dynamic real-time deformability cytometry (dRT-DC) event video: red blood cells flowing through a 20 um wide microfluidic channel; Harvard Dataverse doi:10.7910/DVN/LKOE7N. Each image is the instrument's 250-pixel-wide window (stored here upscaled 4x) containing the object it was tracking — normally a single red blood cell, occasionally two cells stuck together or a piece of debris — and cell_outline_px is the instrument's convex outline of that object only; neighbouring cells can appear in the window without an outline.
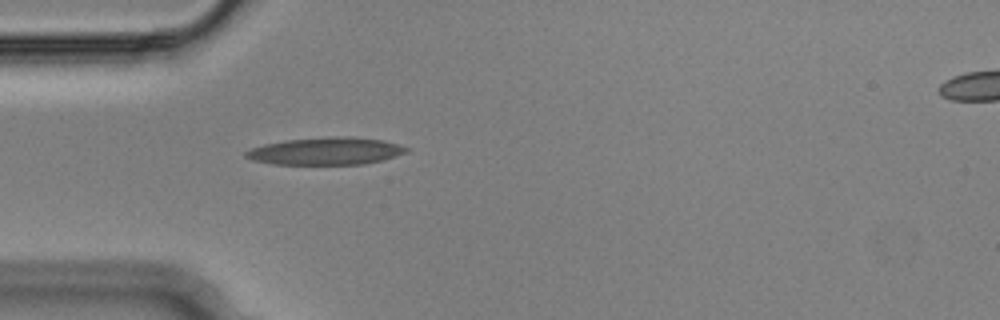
{"species": "Egyptian fruit bat (a non-hibernating species)", "species_latin": "Rousettus aegyptiacus", "temperature_condition": "cold", "stored_images_in_passage": 40, "camera_frame_rate_fps": 3000, "um_per_image_px": 0.085, "animal": {"sex": "male"}, "frame": {"image": 1, "passage_image": 1, "time_ms": 0.0, "image_size_px": [1000, 320], "cell_outline_px": [[408, 152], [384, 160], [364, 164], [272, 164], [252, 160], [244, 156], [244, 152], [252, 148], [264, 144], [288, 140], [336, 136], [344, 136], [384, 140], [408, 148]], "centroid_in_image_um": [27.7, 12.85], "position_along_channel_um": 57.3, "area_um2": 25.49}}
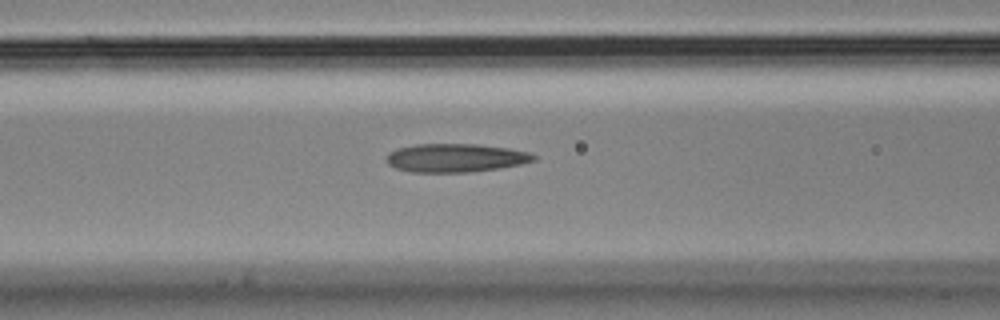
{"frame": {"image": 2, "passage_image": 7, "time_ms": 2.0, "image_size_px": [1000, 320], "cell_outline_px": [[536, 160], [520, 164], [500, 168], [468, 172], [412, 172], [396, 168], [388, 164], [384, 156], [388, 152], [396, 148], [416, 144], [476, 144], [508, 148], [528, 152], [536, 156]], "centroid_in_image_um": [38.67, 13.41], "position_along_channel_um": 127.9, "area_um2": 24.51}}
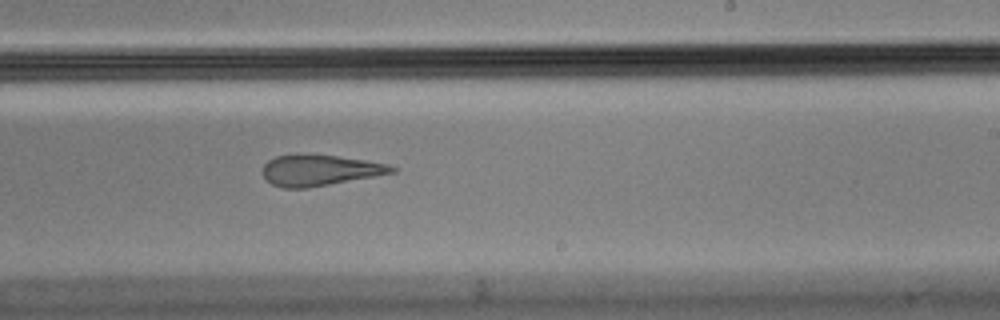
{"frame": {"image": 3, "passage_image": 18, "time_ms": 5.667, "image_size_px": [1000, 320], "cell_outline_px": [[396, 172], [308, 188], [284, 188], [272, 184], [264, 180], [260, 172], [264, 164], [268, 160], [276, 156], [296, 152], [336, 156], [364, 160], [388, 164], [396, 168]], "centroid_in_image_um": [27.07, 14.45], "position_along_channel_um": 261.9, "area_um2": 23.7}, "authors_computed_cell_mechanics": {"area_um2": 24.6517, "velocity_mm_per_s": 3.6599, "shape_relaxation_time_tau1_ms": null, "shape_relaxation_time_tau2_ms": 2.8891, "deformation_change_tau1": null, "deformation_change_tau2": 0.1455}}